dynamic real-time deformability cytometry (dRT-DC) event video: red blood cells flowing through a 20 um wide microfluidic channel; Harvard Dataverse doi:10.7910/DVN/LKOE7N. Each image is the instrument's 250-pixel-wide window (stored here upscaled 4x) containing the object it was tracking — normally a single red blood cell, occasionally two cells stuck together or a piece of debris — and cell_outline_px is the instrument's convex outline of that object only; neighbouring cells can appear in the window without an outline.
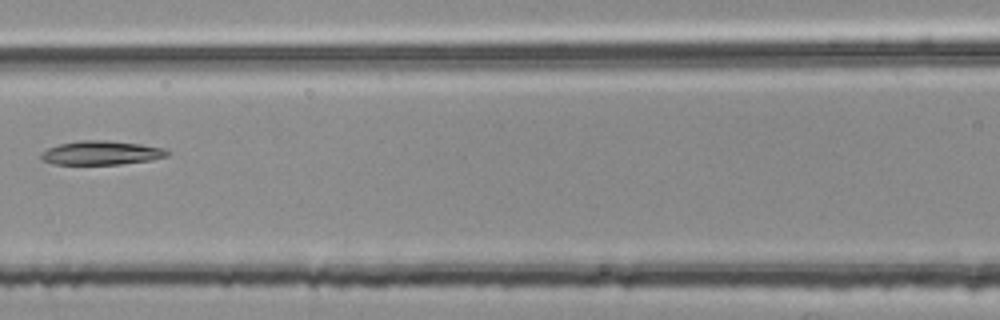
{"species": "common noctule bat (a hibernating species)", "species_latin": "Nyctalus noctula", "temperature_condition": "room temperature", "stored_images_in_passage": 6, "camera_frame_rate_fps": 3000, "um_per_image_px": 0.085, "animal": {"sex": "female", "body_mass_g": 25.1}, "frame": {"image": 1, "passage_image": 6, "time_ms": 1.667, "image_size_px": [1000, 320], "cell_outline_px": [[168, 156], [148, 160], [120, 164], [52, 164], [44, 160], [40, 156], [40, 152], [48, 148], [60, 144], [80, 140], [108, 140], [140, 144], [160, 148], [168, 152]], "centroid_in_image_um": [8.55, 12.99], "position_along_channel_um": 158.1, "area_um2": 17.34}}